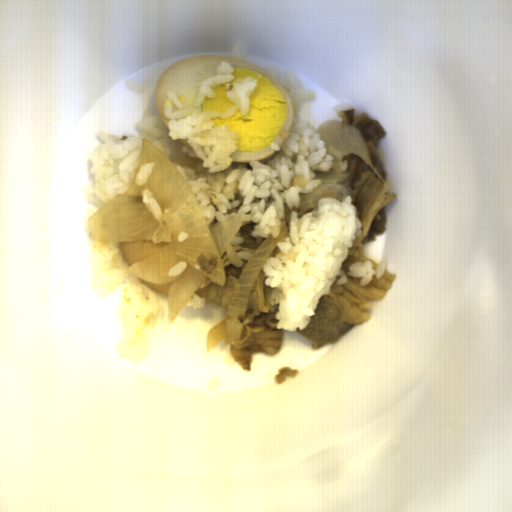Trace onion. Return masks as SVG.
<instances>
[{
	"mask_svg": "<svg viewBox=\"0 0 512 512\" xmlns=\"http://www.w3.org/2000/svg\"><path fill=\"white\" fill-rule=\"evenodd\" d=\"M244 210L208 224L197 197L169 156L146 136L135 176L86 221L89 238L100 243L167 242L126 272L144 281L170 284L169 326L196 289L225 287L223 255L239 232Z\"/></svg>",
	"mask_w": 512,
	"mask_h": 512,
	"instance_id": "1",
	"label": "onion"
},
{
	"mask_svg": "<svg viewBox=\"0 0 512 512\" xmlns=\"http://www.w3.org/2000/svg\"><path fill=\"white\" fill-rule=\"evenodd\" d=\"M288 229L289 227L280 226L277 238H273L269 234L244 265L231 294L225 318L207 332L206 353L223 340H225V346L239 345L243 329L240 317L245 316L246 307L261 266L276 244L285 238Z\"/></svg>",
	"mask_w": 512,
	"mask_h": 512,
	"instance_id": "3",
	"label": "onion"
},
{
	"mask_svg": "<svg viewBox=\"0 0 512 512\" xmlns=\"http://www.w3.org/2000/svg\"><path fill=\"white\" fill-rule=\"evenodd\" d=\"M316 132L324 142L327 153L333 157L332 166L328 172L314 171L315 176L312 180H321V183L311 193L299 192L301 202L298 210L316 209L322 198L338 199L341 202L347 199V186L336 181H343L350 175L349 171H342L343 158L348 154L360 157L381 178L371 160L368 144L360 129L333 119L322 122Z\"/></svg>",
	"mask_w": 512,
	"mask_h": 512,
	"instance_id": "2",
	"label": "onion"
}]
</instances>
